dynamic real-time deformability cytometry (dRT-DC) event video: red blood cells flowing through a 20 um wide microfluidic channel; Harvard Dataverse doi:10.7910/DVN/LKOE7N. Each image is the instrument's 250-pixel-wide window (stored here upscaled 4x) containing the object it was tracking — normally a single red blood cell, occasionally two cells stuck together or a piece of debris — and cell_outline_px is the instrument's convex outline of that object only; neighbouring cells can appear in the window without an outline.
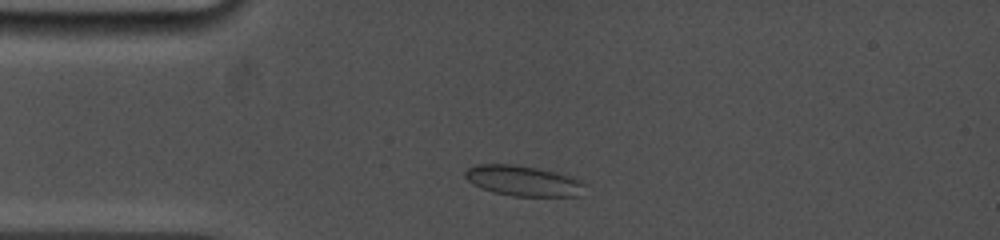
{"species": "common noctule bat (a hibernating species)", "species_latin": "Nyctalus noctula", "temperature_condition": "cold", "stored_images_in_passage": 16, "camera_frame_rate_fps": 5000, "um_per_image_px": 0.085, "animal": {"sex": "female", "body_mass_g": 19.0, "forearm_length_mm": 53.3}, "frame": {"image": 1, "passage_image": 4, "time_ms": 1.0, "image_size_px": [1000, 240], "cell_outline_px": [[584, 196], [512, 196], [480, 188], [472, 184], [464, 176], [464, 172], [468, 168], [476, 164], [512, 164], [536, 168], [576, 176], [584, 184]], "centroid_in_image_um": [44.51, 15.37], "position_along_channel_um": 40.5, "area_um2": 21.44}}
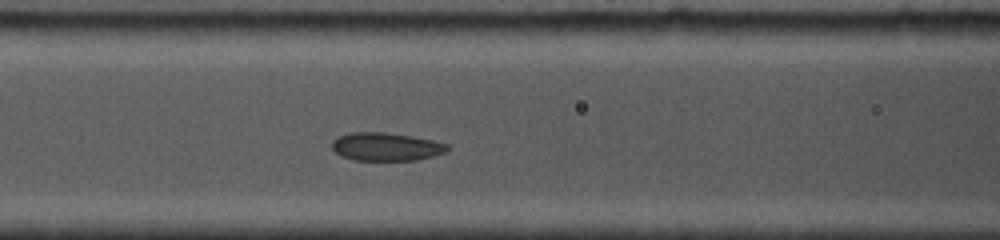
{"frame": {"image": 2, "passage_image": 13, "time_ms": 4.0, "image_size_px": [1000, 240], "cell_outline_px": [[448, 152], [416, 160], [352, 160], [336, 152], [332, 148], [332, 140], [336, 136], [348, 132], [384, 132], [412, 136], [432, 140], [448, 144]], "centroid_in_image_um": [32.8, 12.46], "position_along_channel_um": 133.8, "area_um2": 19.02}}
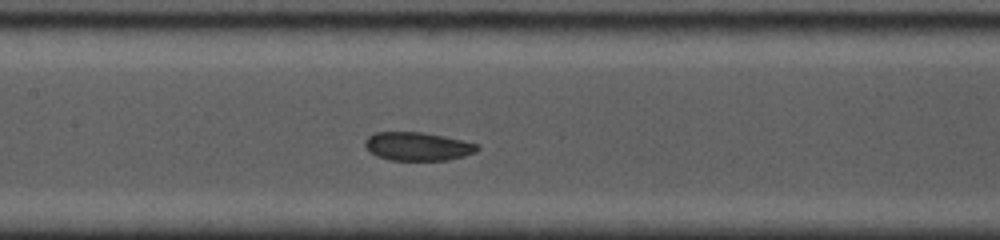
{"frame": {"image": 3, "passage_image": 16, "time_ms": 5.0, "image_size_px": [1000, 240], "cell_outline_px": [[480, 148], [476, 152], [464, 156], [448, 160], [388, 160], [376, 156], [364, 144], [364, 140], [368, 136], [376, 132], [420, 132], [444, 136], [476, 144]], "centroid_in_image_um": [35.49, 12.45], "position_along_channel_um": 171.9, "area_um2": 18.5}}